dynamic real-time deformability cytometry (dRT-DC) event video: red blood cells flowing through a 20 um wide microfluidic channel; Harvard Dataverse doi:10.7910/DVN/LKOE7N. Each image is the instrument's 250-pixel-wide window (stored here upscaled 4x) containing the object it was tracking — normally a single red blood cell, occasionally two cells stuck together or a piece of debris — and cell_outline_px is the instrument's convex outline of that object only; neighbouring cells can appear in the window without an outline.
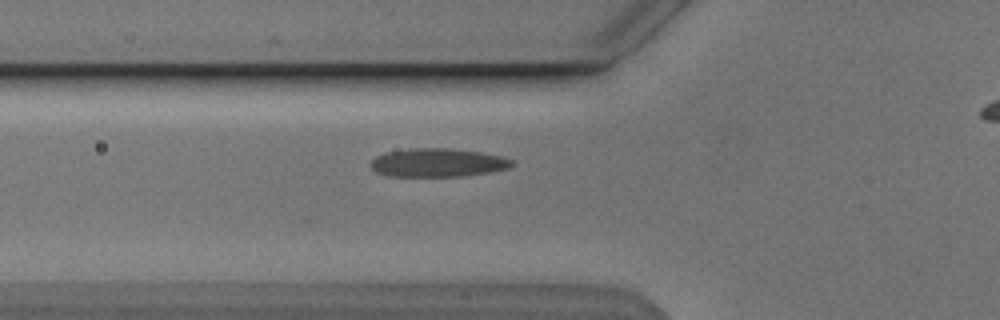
{"species": "Egyptian fruit bat (a non-hibernating species)", "species_latin": "Rousettus aegyptiacus", "temperature_condition": "cold", "stored_images_in_passage": 32, "camera_frame_rate_fps": 3000, "um_per_image_px": 0.085, "animal": {"sex": "male"}, "frame": {"image": 1, "passage_image": 3, "time_ms": 0.667, "image_size_px": [1000, 320], "cell_outline_px": [[516, 164], [508, 168], [488, 172], [464, 176], [388, 176], [376, 172], [372, 168], [372, 160], [376, 156], [388, 152], [408, 148], [452, 148], [480, 152], [500, 156], [512, 160]], "centroid_in_image_um": [37.22, 13.82], "position_along_channel_um": 88.6, "area_um2": 23.35}}
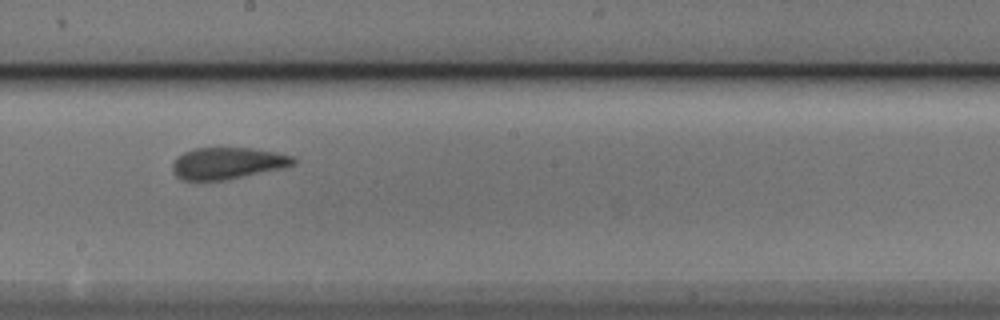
{"frame": {"image": 2, "passage_image": 14, "time_ms": 4.333, "image_size_px": [1000, 320], "cell_outline_px": [[296, 164], [284, 168], [224, 180], [180, 180], [172, 172], [172, 160], [176, 156], [184, 152], [196, 148], [252, 148], [276, 152], [292, 156], [296, 160]], "centroid_in_image_um": [19.31, 13.87], "position_along_channel_um": 228.9, "area_um2": 22.48}}
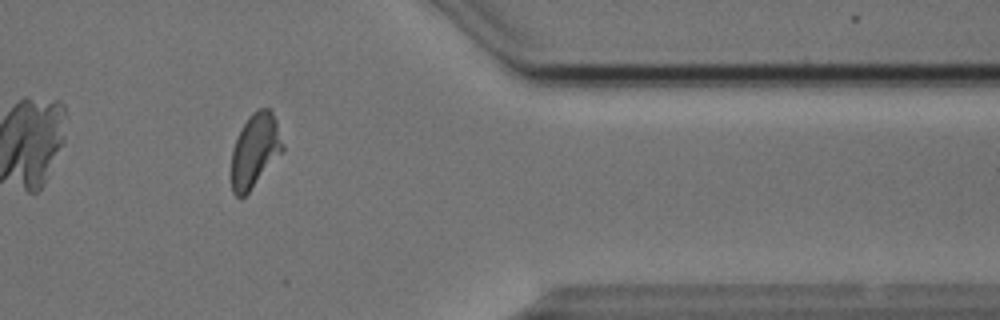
{"frame": {"image": 3, "passage_image": 28, "time_ms": 9.0, "image_size_px": [1000, 320], "cell_outline_px": [[284, 152], [248, 192], [240, 200], [232, 192], [232, 148], [240, 128], [248, 116], [252, 112], [260, 108], [272, 108], [284, 144]], "centroid_in_image_um": [21.69, 12.76], "position_along_channel_um": 389.7, "area_um2": 22.43}}